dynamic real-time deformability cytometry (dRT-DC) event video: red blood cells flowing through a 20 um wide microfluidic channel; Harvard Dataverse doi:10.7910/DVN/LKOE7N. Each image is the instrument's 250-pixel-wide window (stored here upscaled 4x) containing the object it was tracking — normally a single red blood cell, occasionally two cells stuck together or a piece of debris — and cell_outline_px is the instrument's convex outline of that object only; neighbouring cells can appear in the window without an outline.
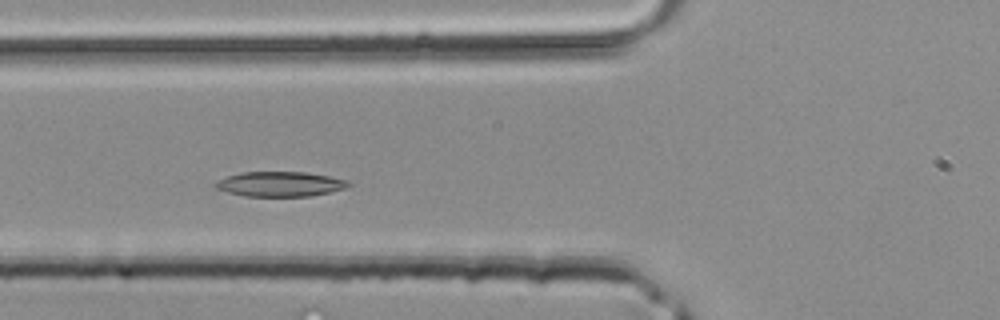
{"species": "common noctule bat (a hibernating species)", "species_latin": "Nyctalus noctula", "temperature_condition": "room temperature", "stored_images_in_passage": 26, "camera_frame_rate_fps": 3000, "um_per_image_px": 0.085, "animal": {"sex": "male", "body_mass_g": 20.4}, "frame": {"image": 1, "passage_image": 3, "time_ms": 0.667, "image_size_px": [1000, 320], "cell_outline_px": [[352, 184], [344, 188], [332, 192], [312, 196], [244, 196], [228, 192], [216, 188], [212, 184], [216, 180], [240, 172], [304, 172], [328, 176], [348, 180]], "centroid_in_image_um": [23.79, 15.64], "position_along_channel_um": 102.0, "area_um2": 19.36}}
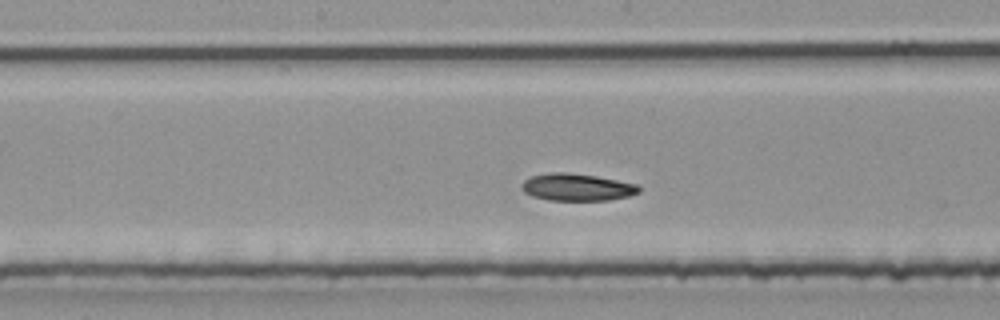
{"frame": {"image": 2, "passage_image": 9, "time_ms": 2.667, "image_size_px": [1000, 320], "cell_outline_px": [[640, 192], [628, 196], [608, 200], [548, 200], [532, 196], [524, 192], [520, 188], [520, 184], [524, 180], [532, 176], [548, 172], [564, 172], [596, 176], [636, 184], [640, 188]], "centroid_in_image_um": [48.99, 15.91], "position_along_channel_um": 199.2, "area_um2": 18.55}}
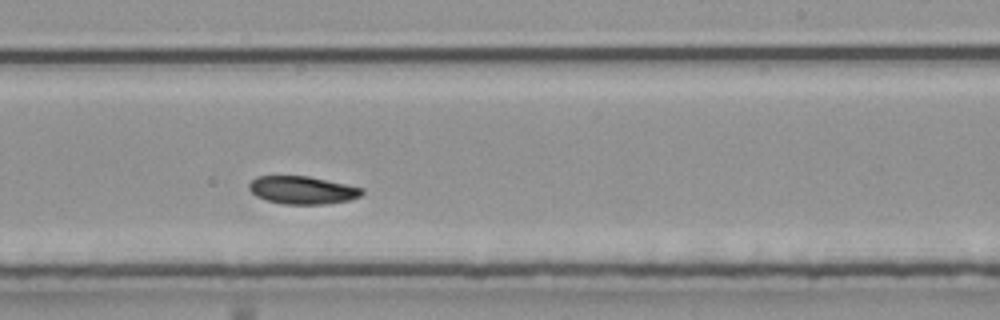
{"frame": {"image": 3, "passage_image": 13, "time_ms": 4.0, "image_size_px": [1000, 320], "cell_outline_px": [[364, 192], [360, 196], [348, 200], [324, 204], [284, 204], [264, 200], [256, 196], [248, 188], [248, 184], [256, 176], [308, 176], [364, 188]], "centroid_in_image_um": [25.68, 16.16], "position_along_channel_um": 263.3, "area_um2": 18.32}}